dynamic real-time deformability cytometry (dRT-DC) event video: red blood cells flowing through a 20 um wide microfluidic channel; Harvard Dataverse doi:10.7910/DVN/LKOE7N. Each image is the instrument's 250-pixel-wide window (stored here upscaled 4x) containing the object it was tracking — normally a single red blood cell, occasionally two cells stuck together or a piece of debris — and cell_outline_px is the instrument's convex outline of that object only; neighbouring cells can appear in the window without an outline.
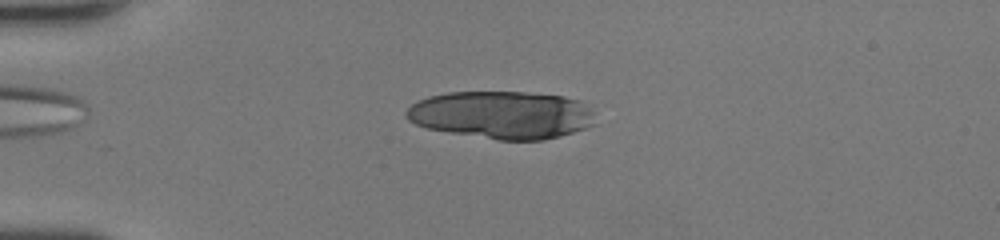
{"species": "human", "species_latin": "Homo sapiens", "temperature_condition": "room temperature", "stored_images_in_passage": 41, "segment_of_instrument_passage": [1, 2], "camera_frame_rate_fps": 3000, "um_per_image_px": 0.085, "donor": {"sex": "female"}, "frame": {"image": 1, "passage_image": 8, "time_ms": 2.333, "image_size_px": [1000, 240], "cell_outline_px": [[596, 124], [588, 128], [560, 136], [544, 140], [500, 140], [448, 132], [428, 128], [416, 124], [408, 120], [404, 116], [404, 112], [412, 104], [428, 96], [448, 92], [524, 92], [564, 96], [580, 100], [592, 112]], "centroid_in_image_um": [42.66, 9.76], "position_along_channel_um": 42.3, "area_um2": 52.71}}